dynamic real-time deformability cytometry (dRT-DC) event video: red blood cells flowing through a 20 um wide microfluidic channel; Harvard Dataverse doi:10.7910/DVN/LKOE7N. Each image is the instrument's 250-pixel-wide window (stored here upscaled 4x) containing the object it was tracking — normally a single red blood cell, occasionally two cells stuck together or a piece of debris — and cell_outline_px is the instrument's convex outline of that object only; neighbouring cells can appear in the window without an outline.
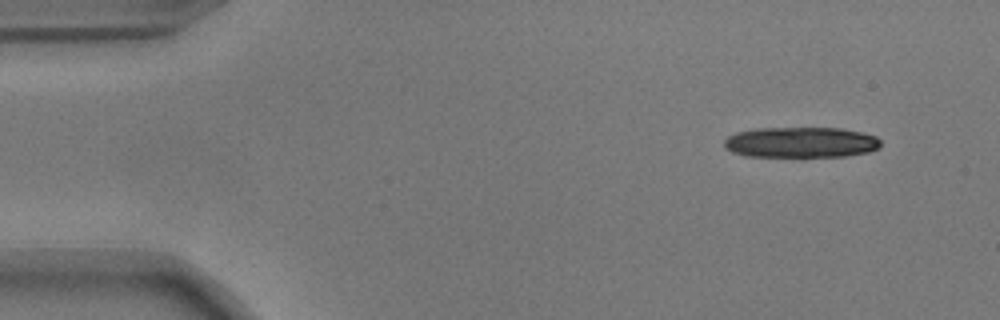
{"species": "common noctule bat (a hibernating species)", "species_latin": "Nyctalus noctula", "temperature_condition": "warm", "stored_images_in_passage": 13, "camera_frame_rate_fps": 3000, "um_per_image_px": 0.085, "animal": {"sex": "male", "body_mass_g": 17.9}, "frame": {"image": 1, "passage_image": 1, "time_ms": 0.0, "image_size_px": [1000, 320], "cell_outline_px": [[880, 148], [868, 152], [844, 156], [800, 160], [744, 156], [732, 152], [724, 148], [724, 140], [728, 136], [736, 132], [756, 128], [840, 128], [860, 132], [876, 136], [880, 140]], "centroid_in_image_um": [68.03, 12.16], "position_along_channel_um": 17.0, "area_um2": 29.42}}